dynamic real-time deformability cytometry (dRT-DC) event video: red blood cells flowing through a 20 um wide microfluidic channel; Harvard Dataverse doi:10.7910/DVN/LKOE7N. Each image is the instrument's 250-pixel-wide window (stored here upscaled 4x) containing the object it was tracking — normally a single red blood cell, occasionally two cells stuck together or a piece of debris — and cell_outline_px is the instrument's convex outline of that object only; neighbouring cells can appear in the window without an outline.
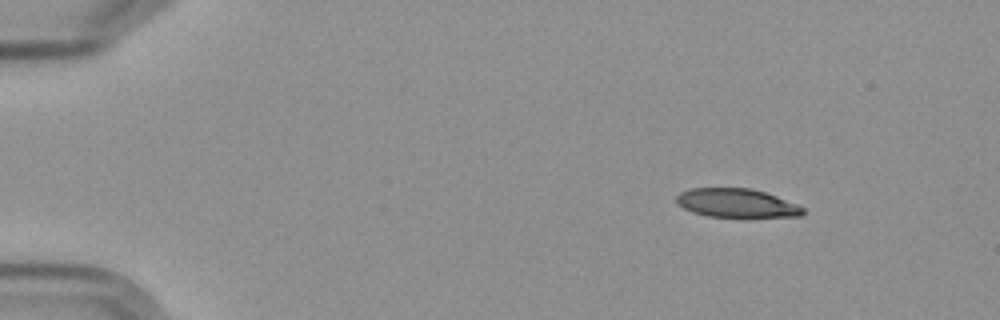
{"species": "Egyptian fruit bat (a non-hibernating species)", "species_latin": "Rousettus aegyptiacus", "temperature_condition": "cold", "stored_images_in_passage": 5, "camera_frame_rate_fps": 3000, "um_per_image_px": 0.085, "frame": {"image": 1, "passage_image": 1, "time_ms": 0.0, "image_size_px": [1000, 320], "cell_outline_px": [[804, 216], [708, 216], [692, 212], [676, 204], [676, 196], [680, 192], [692, 188], [752, 188], [776, 196], [796, 204], [804, 208]], "centroid_in_image_um": [62.57, 17.25], "position_along_channel_um": 22.4, "area_um2": 20.92}}
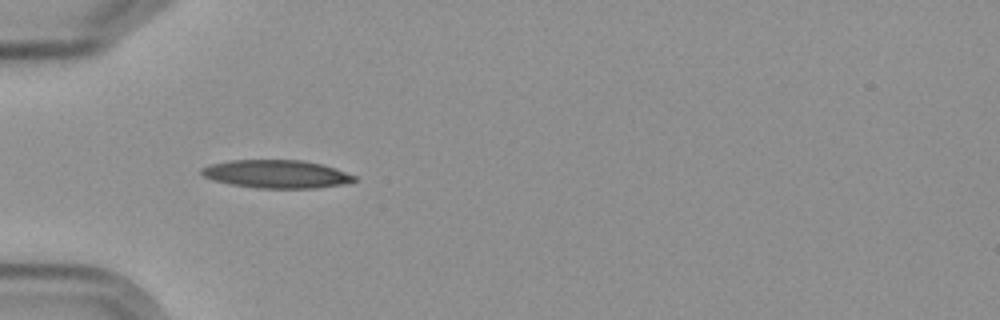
{"frame": {"image": 2, "passage_image": 4, "time_ms": 3.667, "image_size_px": [1000, 320], "cell_outline_px": [[356, 180], [344, 184], [316, 188], [256, 188], [232, 184], [212, 180], [204, 176], [200, 172], [200, 168], [212, 164], [228, 160], [304, 160], [336, 168], [356, 176]], "centroid_in_image_um": [23.5, 14.79], "position_along_channel_um": 61.5, "area_um2": 25.03}}
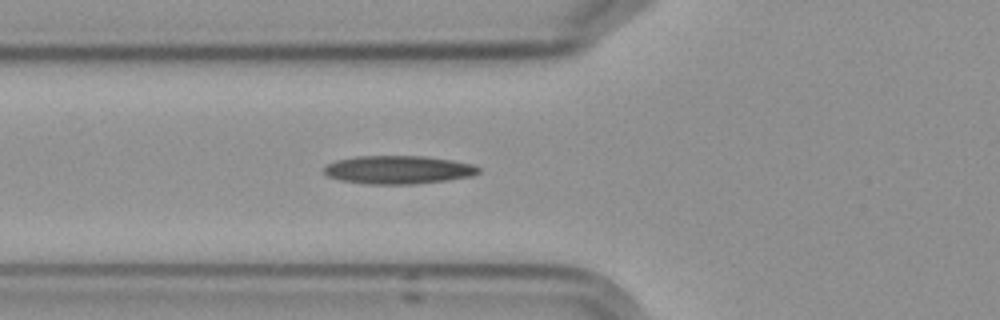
{"frame": {"image": 3, "passage_image": 5, "time_ms": 4.667, "image_size_px": [1000, 320], "cell_outline_px": [[480, 172], [472, 176], [448, 180], [412, 184], [364, 184], [340, 180], [328, 176], [324, 172], [324, 168], [328, 164], [336, 160], [356, 156], [424, 156], [452, 160], [472, 164], [480, 168]], "centroid_in_image_um": [33.85, 14.43], "position_along_channel_um": 91.9, "area_um2": 25.49}}